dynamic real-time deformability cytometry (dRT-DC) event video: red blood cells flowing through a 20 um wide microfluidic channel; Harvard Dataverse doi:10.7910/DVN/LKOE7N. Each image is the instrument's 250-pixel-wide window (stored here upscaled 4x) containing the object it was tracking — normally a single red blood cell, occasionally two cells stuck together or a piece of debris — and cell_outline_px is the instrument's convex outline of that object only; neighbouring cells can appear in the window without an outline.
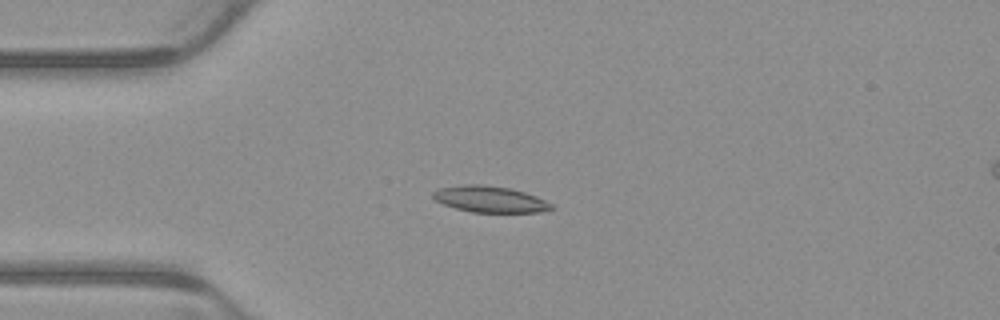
{"species": "common noctule bat (a hibernating species)", "species_latin": "Nyctalus noctula", "temperature_condition": "warm", "stored_images_in_passage": 3, "camera_frame_rate_fps": 3000, "um_per_image_px": 0.085, "animal": {"sex": "male", "body_mass_g": 23.1, "forearm_length_mm": 52.7}, "frame": {"image": 1, "passage_image": 3, "time_ms": 0.667, "image_size_px": [1000, 320], "cell_outline_px": [[552, 208], [540, 212], [472, 212], [456, 208], [444, 204], [436, 200], [432, 196], [432, 192], [440, 188], [464, 184], [480, 184], [512, 188], [536, 196], [552, 204]], "centroid_in_image_um": [41.63, 16.92], "position_along_channel_um": 43.4, "area_um2": 17.98}}